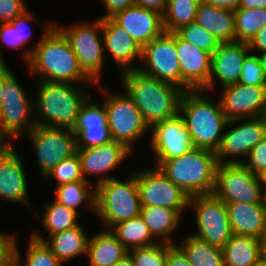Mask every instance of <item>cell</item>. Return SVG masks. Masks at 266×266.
<instances>
[{"label":"cell","instance_id":"6da1fadb","mask_svg":"<svg viewBox=\"0 0 266 266\" xmlns=\"http://www.w3.org/2000/svg\"><path fill=\"white\" fill-rule=\"evenodd\" d=\"M38 43L24 52V59L32 75L44 82H91L80 68L78 59L68 40L52 24L47 25Z\"/></svg>","mask_w":266,"mask_h":266},{"label":"cell","instance_id":"7a4b0ae2","mask_svg":"<svg viewBox=\"0 0 266 266\" xmlns=\"http://www.w3.org/2000/svg\"><path fill=\"white\" fill-rule=\"evenodd\" d=\"M121 75L124 93L134 101L150 129L155 124L179 114L184 93L182 89L138 69L123 72Z\"/></svg>","mask_w":266,"mask_h":266},{"label":"cell","instance_id":"3957f363","mask_svg":"<svg viewBox=\"0 0 266 266\" xmlns=\"http://www.w3.org/2000/svg\"><path fill=\"white\" fill-rule=\"evenodd\" d=\"M204 94L203 90H190L182 94L179 114L183 118L194 148L216 153L221 145L223 129L233 125L217 103ZM183 114V115H182Z\"/></svg>","mask_w":266,"mask_h":266},{"label":"cell","instance_id":"277c9868","mask_svg":"<svg viewBox=\"0 0 266 266\" xmlns=\"http://www.w3.org/2000/svg\"><path fill=\"white\" fill-rule=\"evenodd\" d=\"M217 165L216 153L199 148H192L182 156L155 163V167L189 197L213 193Z\"/></svg>","mask_w":266,"mask_h":266},{"label":"cell","instance_id":"5b68a950","mask_svg":"<svg viewBox=\"0 0 266 266\" xmlns=\"http://www.w3.org/2000/svg\"><path fill=\"white\" fill-rule=\"evenodd\" d=\"M39 87L37 98L33 101L34 112H39L44 119L35 117V123L73 129L82 104L90 96L87 89L72 83L44 81H40Z\"/></svg>","mask_w":266,"mask_h":266},{"label":"cell","instance_id":"8992f818","mask_svg":"<svg viewBox=\"0 0 266 266\" xmlns=\"http://www.w3.org/2000/svg\"><path fill=\"white\" fill-rule=\"evenodd\" d=\"M95 212L105 224L113 228L120 222L140 215L141 203L135 172L121 181L116 178L108 179L95 185Z\"/></svg>","mask_w":266,"mask_h":266},{"label":"cell","instance_id":"52a82bcc","mask_svg":"<svg viewBox=\"0 0 266 266\" xmlns=\"http://www.w3.org/2000/svg\"><path fill=\"white\" fill-rule=\"evenodd\" d=\"M0 104V139L9 144V139H18L22 134H28L36 125L34 120V105L26 92L11 73L4 82ZM8 140V141H7Z\"/></svg>","mask_w":266,"mask_h":266},{"label":"cell","instance_id":"ba28073f","mask_svg":"<svg viewBox=\"0 0 266 266\" xmlns=\"http://www.w3.org/2000/svg\"><path fill=\"white\" fill-rule=\"evenodd\" d=\"M54 26L68 40L80 68L97 86L106 59L104 58L103 39H101L102 19L98 18L93 23L84 22L64 28L58 24Z\"/></svg>","mask_w":266,"mask_h":266},{"label":"cell","instance_id":"9c48e42d","mask_svg":"<svg viewBox=\"0 0 266 266\" xmlns=\"http://www.w3.org/2000/svg\"><path fill=\"white\" fill-rule=\"evenodd\" d=\"M106 96L103 104L112 139L131 153L134 143L139 141L150 128L134 101L124 92Z\"/></svg>","mask_w":266,"mask_h":266},{"label":"cell","instance_id":"30bf717a","mask_svg":"<svg viewBox=\"0 0 266 266\" xmlns=\"http://www.w3.org/2000/svg\"><path fill=\"white\" fill-rule=\"evenodd\" d=\"M213 194L226 203L263 204L258 175L242 163H218Z\"/></svg>","mask_w":266,"mask_h":266},{"label":"cell","instance_id":"8fae6325","mask_svg":"<svg viewBox=\"0 0 266 266\" xmlns=\"http://www.w3.org/2000/svg\"><path fill=\"white\" fill-rule=\"evenodd\" d=\"M188 206L194 208L198 229L191 235L222 248L233 235L225 203L212 193L189 197Z\"/></svg>","mask_w":266,"mask_h":266},{"label":"cell","instance_id":"7c38bea8","mask_svg":"<svg viewBox=\"0 0 266 266\" xmlns=\"http://www.w3.org/2000/svg\"><path fill=\"white\" fill-rule=\"evenodd\" d=\"M28 136L36 152L40 173L44 177L59 162L77 153V137L70 128L36 124Z\"/></svg>","mask_w":266,"mask_h":266},{"label":"cell","instance_id":"4fadbf2b","mask_svg":"<svg viewBox=\"0 0 266 266\" xmlns=\"http://www.w3.org/2000/svg\"><path fill=\"white\" fill-rule=\"evenodd\" d=\"M141 207L157 206L175 210L180 216L188 208L189 196L158 167L135 172Z\"/></svg>","mask_w":266,"mask_h":266},{"label":"cell","instance_id":"5bb4252c","mask_svg":"<svg viewBox=\"0 0 266 266\" xmlns=\"http://www.w3.org/2000/svg\"><path fill=\"white\" fill-rule=\"evenodd\" d=\"M141 60L145 62L146 67L139 66L138 70L181 89V71L175 47V32L164 31L144 45Z\"/></svg>","mask_w":266,"mask_h":266},{"label":"cell","instance_id":"9a60e30c","mask_svg":"<svg viewBox=\"0 0 266 266\" xmlns=\"http://www.w3.org/2000/svg\"><path fill=\"white\" fill-rule=\"evenodd\" d=\"M221 91L218 99L228 121L266 116V86L234 83Z\"/></svg>","mask_w":266,"mask_h":266},{"label":"cell","instance_id":"2e32d148","mask_svg":"<svg viewBox=\"0 0 266 266\" xmlns=\"http://www.w3.org/2000/svg\"><path fill=\"white\" fill-rule=\"evenodd\" d=\"M244 120V121H243ZM243 121L237 126L236 122ZM234 128L223 133L216 152L218 163H228L229 157H248L249 152L266 136V116L233 120Z\"/></svg>","mask_w":266,"mask_h":266},{"label":"cell","instance_id":"e0dca14e","mask_svg":"<svg viewBox=\"0 0 266 266\" xmlns=\"http://www.w3.org/2000/svg\"><path fill=\"white\" fill-rule=\"evenodd\" d=\"M150 142L156 161H166L184 155L194 148L183 118L177 116L155 124Z\"/></svg>","mask_w":266,"mask_h":266},{"label":"cell","instance_id":"ac0fdd59","mask_svg":"<svg viewBox=\"0 0 266 266\" xmlns=\"http://www.w3.org/2000/svg\"><path fill=\"white\" fill-rule=\"evenodd\" d=\"M175 47L181 71V89L203 90L211 72V54L182 40L175 33Z\"/></svg>","mask_w":266,"mask_h":266},{"label":"cell","instance_id":"d6986e66","mask_svg":"<svg viewBox=\"0 0 266 266\" xmlns=\"http://www.w3.org/2000/svg\"><path fill=\"white\" fill-rule=\"evenodd\" d=\"M90 95L82 104L73 132L77 137L78 148L100 146L112 141L107 125L105 106L96 104Z\"/></svg>","mask_w":266,"mask_h":266},{"label":"cell","instance_id":"ffe728a7","mask_svg":"<svg viewBox=\"0 0 266 266\" xmlns=\"http://www.w3.org/2000/svg\"><path fill=\"white\" fill-rule=\"evenodd\" d=\"M0 147V197L31 207L27 178L21 157L12 145Z\"/></svg>","mask_w":266,"mask_h":266},{"label":"cell","instance_id":"44dd1931","mask_svg":"<svg viewBox=\"0 0 266 266\" xmlns=\"http://www.w3.org/2000/svg\"><path fill=\"white\" fill-rule=\"evenodd\" d=\"M249 52L247 42L221 43L218 49L211 54V72L208 85L203 91L213 89L216 78L219 80L221 87L238 83L244 59Z\"/></svg>","mask_w":266,"mask_h":266},{"label":"cell","instance_id":"7402d4cb","mask_svg":"<svg viewBox=\"0 0 266 266\" xmlns=\"http://www.w3.org/2000/svg\"><path fill=\"white\" fill-rule=\"evenodd\" d=\"M77 154L81 163V171L84 180L89 181L86 175H98L95 185L112 179L114 177L105 176V173L112 171L119 166L122 161L131 154L121 144L113 140L100 146L90 148H78ZM101 176V177H100Z\"/></svg>","mask_w":266,"mask_h":266},{"label":"cell","instance_id":"603a6c76","mask_svg":"<svg viewBox=\"0 0 266 266\" xmlns=\"http://www.w3.org/2000/svg\"><path fill=\"white\" fill-rule=\"evenodd\" d=\"M111 19L122 27L141 47L165 31L163 16L160 13L137 5L116 13Z\"/></svg>","mask_w":266,"mask_h":266},{"label":"cell","instance_id":"cb8c5ba5","mask_svg":"<svg viewBox=\"0 0 266 266\" xmlns=\"http://www.w3.org/2000/svg\"><path fill=\"white\" fill-rule=\"evenodd\" d=\"M103 46L118 64L120 72H126L139 67L133 66L136 58L141 59L142 47L111 18L102 19Z\"/></svg>","mask_w":266,"mask_h":266},{"label":"cell","instance_id":"d4e9b609","mask_svg":"<svg viewBox=\"0 0 266 266\" xmlns=\"http://www.w3.org/2000/svg\"><path fill=\"white\" fill-rule=\"evenodd\" d=\"M233 234L260 239L266 229L264 204L226 203Z\"/></svg>","mask_w":266,"mask_h":266},{"label":"cell","instance_id":"484cf974","mask_svg":"<svg viewBox=\"0 0 266 266\" xmlns=\"http://www.w3.org/2000/svg\"><path fill=\"white\" fill-rule=\"evenodd\" d=\"M31 237L44 242L54 256L63 263L71 259L73 260L75 257L84 253L87 255L89 237L81 224L63 232L47 236L48 241L37 231H35Z\"/></svg>","mask_w":266,"mask_h":266},{"label":"cell","instance_id":"4316f807","mask_svg":"<svg viewBox=\"0 0 266 266\" xmlns=\"http://www.w3.org/2000/svg\"><path fill=\"white\" fill-rule=\"evenodd\" d=\"M195 22L214 35L220 43L236 41L235 15L233 11L203 2L197 7Z\"/></svg>","mask_w":266,"mask_h":266},{"label":"cell","instance_id":"83f0119b","mask_svg":"<svg viewBox=\"0 0 266 266\" xmlns=\"http://www.w3.org/2000/svg\"><path fill=\"white\" fill-rule=\"evenodd\" d=\"M89 266H115L128 250L117 236L107 228L89 237L87 243Z\"/></svg>","mask_w":266,"mask_h":266},{"label":"cell","instance_id":"f1b7e54d","mask_svg":"<svg viewBox=\"0 0 266 266\" xmlns=\"http://www.w3.org/2000/svg\"><path fill=\"white\" fill-rule=\"evenodd\" d=\"M222 252L224 266H254L261 261L260 241L252 236L233 234Z\"/></svg>","mask_w":266,"mask_h":266},{"label":"cell","instance_id":"f546056e","mask_svg":"<svg viewBox=\"0 0 266 266\" xmlns=\"http://www.w3.org/2000/svg\"><path fill=\"white\" fill-rule=\"evenodd\" d=\"M140 216L155 239L160 237V242L174 244L172 232L177 230L181 219L175 210L157 206L141 207Z\"/></svg>","mask_w":266,"mask_h":266},{"label":"cell","instance_id":"4dcf8cb0","mask_svg":"<svg viewBox=\"0 0 266 266\" xmlns=\"http://www.w3.org/2000/svg\"><path fill=\"white\" fill-rule=\"evenodd\" d=\"M177 246L187 256L192 266H224L222 248L210 245L192 235H188Z\"/></svg>","mask_w":266,"mask_h":266},{"label":"cell","instance_id":"1f68e13d","mask_svg":"<svg viewBox=\"0 0 266 266\" xmlns=\"http://www.w3.org/2000/svg\"><path fill=\"white\" fill-rule=\"evenodd\" d=\"M110 230L127 250L148 247L159 242L154 239L140 215L120 222Z\"/></svg>","mask_w":266,"mask_h":266},{"label":"cell","instance_id":"d6a6232c","mask_svg":"<svg viewBox=\"0 0 266 266\" xmlns=\"http://www.w3.org/2000/svg\"><path fill=\"white\" fill-rule=\"evenodd\" d=\"M89 185L91 186L90 182L86 180L59 185L55 190V200L76 213H78V207L83 204V201L88 200L86 203L95 211L96 191L95 188L90 189Z\"/></svg>","mask_w":266,"mask_h":266},{"label":"cell","instance_id":"836d02e7","mask_svg":"<svg viewBox=\"0 0 266 266\" xmlns=\"http://www.w3.org/2000/svg\"><path fill=\"white\" fill-rule=\"evenodd\" d=\"M45 212L42 215L35 212V216L41 220V224L48 231V236L63 232L65 230L74 228L79 225L77 217L80 218L79 214L58 203L55 199L51 203H47Z\"/></svg>","mask_w":266,"mask_h":266},{"label":"cell","instance_id":"e575fe53","mask_svg":"<svg viewBox=\"0 0 266 266\" xmlns=\"http://www.w3.org/2000/svg\"><path fill=\"white\" fill-rule=\"evenodd\" d=\"M199 3L194 0H167L163 16L166 32H175L180 27L195 22Z\"/></svg>","mask_w":266,"mask_h":266},{"label":"cell","instance_id":"d590c367","mask_svg":"<svg viewBox=\"0 0 266 266\" xmlns=\"http://www.w3.org/2000/svg\"><path fill=\"white\" fill-rule=\"evenodd\" d=\"M236 41L249 42L258 31L266 26V9L239 8L234 11Z\"/></svg>","mask_w":266,"mask_h":266},{"label":"cell","instance_id":"8d00e7d4","mask_svg":"<svg viewBox=\"0 0 266 266\" xmlns=\"http://www.w3.org/2000/svg\"><path fill=\"white\" fill-rule=\"evenodd\" d=\"M175 33L187 42H190L195 47L206 50L213 54L221 44L216 37L202 28L196 22L180 27Z\"/></svg>","mask_w":266,"mask_h":266},{"label":"cell","instance_id":"74e56055","mask_svg":"<svg viewBox=\"0 0 266 266\" xmlns=\"http://www.w3.org/2000/svg\"><path fill=\"white\" fill-rule=\"evenodd\" d=\"M128 254L135 266H166L167 243L158 242L148 247L133 248Z\"/></svg>","mask_w":266,"mask_h":266},{"label":"cell","instance_id":"f35d334b","mask_svg":"<svg viewBox=\"0 0 266 266\" xmlns=\"http://www.w3.org/2000/svg\"><path fill=\"white\" fill-rule=\"evenodd\" d=\"M57 180V186L78 180H84L78 154H74L59 162L45 177Z\"/></svg>","mask_w":266,"mask_h":266},{"label":"cell","instance_id":"ab89813d","mask_svg":"<svg viewBox=\"0 0 266 266\" xmlns=\"http://www.w3.org/2000/svg\"><path fill=\"white\" fill-rule=\"evenodd\" d=\"M28 240V248L26 253L25 266H63V262L59 261L51 250L42 241H38L31 236Z\"/></svg>","mask_w":266,"mask_h":266},{"label":"cell","instance_id":"60d3db41","mask_svg":"<svg viewBox=\"0 0 266 266\" xmlns=\"http://www.w3.org/2000/svg\"><path fill=\"white\" fill-rule=\"evenodd\" d=\"M238 83L247 86H266V73L256 54L246 55Z\"/></svg>","mask_w":266,"mask_h":266},{"label":"cell","instance_id":"b9f144b4","mask_svg":"<svg viewBox=\"0 0 266 266\" xmlns=\"http://www.w3.org/2000/svg\"><path fill=\"white\" fill-rule=\"evenodd\" d=\"M15 236L0 232V266H20L21 254Z\"/></svg>","mask_w":266,"mask_h":266},{"label":"cell","instance_id":"7bdbcfd3","mask_svg":"<svg viewBox=\"0 0 266 266\" xmlns=\"http://www.w3.org/2000/svg\"><path fill=\"white\" fill-rule=\"evenodd\" d=\"M248 161H242L238 158L228 159V163H242L246 166L253 174H258L264 168H266V136L252 148L249 152Z\"/></svg>","mask_w":266,"mask_h":266},{"label":"cell","instance_id":"ee69618b","mask_svg":"<svg viewBox=\"0 0 266 266\" xmlns=\"http://www.w3.org/2000/svg\"><path fill=\"white\" fill-rule=\"evenodd\" d=\"M23 0H0V23H8L26 11Z\"/></svg>","mask_w":266,"mask_h":266},{"label":"cell","instance_id":"f6af8a7d","mask_svg":"<svg viewBox=\"0 0 266 266\" xmlns=\"http://www.w3.org/2000/svg\"><path fill=\"white\" fill-rule=\"evenodd\" d=\"M32 12L29 11V9H27L26 11H24L21 15H19L18 17H16L14 20H12L11 22H9L12 26H18V34H19V47H23L25 46V44H27L30 41V36L29 33L27 34L28 31H26V26L27 22L29 21H35L36 18L33 14H31Z\"/></svg>","mask_w":266,"mask_h":266},{"label":"cell","instance_id":"bcb514c9","mask_svg":"<svg viewBox=\"0 0 266 266\" xmlns=\"http://www.w3.org/2000/svg\"><path fill=\"white\" fill-rule=\"evenodd\" d=\"M0 41L6 47L19 48L18 26L8 23H0ZM0 61H4L0 54Z\"/></svg>","mask_w":266,"mask_h":266},{"label":"cell","instance_id":"7dc6e473","mask_svg":"<svg viewBox=\"0 0 266 266\" xmlns=\"http://www.w3.org/2000/svg\"><path fill=\"white\" fill-rule=\"evenodd\" d=\"M166 266H192V264L176 244L167 243Z\"/></svg>","mask_w":266,"mask_h":266},{"label":"cell","instance_id":"c3c4849f","mask_svg":"<svg viewBox=\"0 0 266 266\" xmlns=\"http://www.w3.org/2000/svg\"><path fill=\"white\" fill-rule=\"evenodd\" d=\"M103 2L107 13L101 16V19L111 18L116 13L135 5L134 0H103Z\"/></svg>","mask_w":266,"mask_h":266},{"label":"cell","instance_id":"681fc988","mask_svg":"<svg viewBox=\"0 0 266 266\" xmlns=\"http://www.w3.org/2000/svg\"><path fill=\"white\" fill-rule=\"evenodd\" d=\"M135 5L154 10L161 15L165 13L167 0H134Z\"/></svg>","mask_w":266,"mask_h":266},{"label":"cell","instance_id":"f907efd6","mask_svg":"<svg viewBox=\"0 0 266 266\" xmlns=\"http://www.w3.org/2000/svg\"><path fill=\"white\" fill-rule=\"evenodd\" d=\"M248 47L250 50L258 49L262 54H266V26L248 42Z\"/></svg>","mask_w":266,"mask_h":266},{"label":"cell","instance_id":"816d5d0a","mask_svg":"<svg viewBox=\"0 0 266 266\" xmlns=\"http://www.w3.org/2000/svg\"><path fill=\"white\" fill-rule=\"evenodd\" d=\"M240 1L241 0H205L207 4L233 12L239 9Z\"/></svg>","mask_w":266,"mask_h":266},{"label":"cell","instance_id":"f5cc1de1","mask_svg":"<svg viewBox=\"0 0 266 266\" xmlns=\"http://www.w3.org/2000/svg\"><path fill=\"white\" fill-rule=\"evenodd\" d=\"M12 73L5 61H0V104L2 100L5 79Z\"/></svg>","mask_w":266,"mask_h":266},{"label":"cell","instance_id":"db71d44e","mask_svg":"<svg viewBox=\"0 0 266 266\" xmlns=\"http://www.w3.org/2000/svg\"><path fill=\"white\" fill-rule=\"evenodd\" d=\"M239 8H245V9L264 8L266 9V0H241Z\"/></svg>","mask_w":266,"mask_h":266},{"label":"cell","instance_id":"11a10c76","mask_svg":"<svg viewBox=\"0 0 266 266\" xmlns=\"http://www.w3.org/2000/svg\"><path fill=\"white\" fill-rule=\"evenodd\" d=\"M260 241V253H261V261L266 262V229L259 239Z\"/></svg>","mask_w":266,"mask_h":266},{"label":"cell","instance_id":"9f6ffc18","mask_svg":"<svg viewBox=\"0 0 266 266\" xmlns=\"http://www.w3.org/2000/svg\"><path fill=\"white\" fill-rule=\"evenodd\" d=\"M115 266H135L134 261L129 254L121 259Z\"/></svg>","mask_w":266,"mask_h":266},{"label":"cell","instance_id":"6f0895ef","mask_svg":"<svg viewBox=\"0 0 266 266\" xmlns=\"http://www.w3.org/2000/svg\"><path fill=\"white\" fill-rule=\"evenodd\" d=\"M257 175H258V179H259L261 186L265 185V186H263V190H265L266 189V168H264Z\"/></svg>","mask_w":266,"mask_h":266},{"label":"cell","instance_id":"680465c9","mask_svg":"<svg viewBox=\"0 0 266 266\" xmlns=\"http://www.w3.org/2000/svg\"><path fill=\"white\" fill-rule=\"evenodd\" d=\"M260 55L257 54V57L259 59V62L266 73V54L259 53Z\"/></svg>","mask_w":266,"mask_h":266},{"label":"cell","instance_id":"91938a15","mask_svg":"<svg viewBox=\"0 0 266 266\" xmlns=\"http://www.w3.org/2000/svg\"><path fill=\"white\" fill-rule=\"evenodd\" d=\"M263 204L266 210V189L264 190V196H263Z\"/></svg>","mask_w":266,"mask_h":266},{"label":"cell","instance_id":"94428289","mask_svg":"<svg viewBox=\"0 0 266 266\" xmlns=\"http://www.w3.org/2000/svg\"><path fill=\"white\" fill-rule=\"evenodd\" d=\"M254 266H266V262L264 261H260L259 263H257L256 265Z\"/></svg>","mask_w":266,"mask_h":266},{"label":"cell","instance_id":"6125c7cd","mask_svg":"<svg viewBox=\"0 0 266 266\" xmlns=\"http://www.w3.org/2000/svg\"><path fill=\"white\" fill-rule=\"evenodd\" d=\"M194 1H196V2L199 3V4L205 2V0H194Z\"/></svg>","mask_w":266,"mask_h":266},{"label":"cell","instance_id":"be15d7a7","mask_svg":"<svg viewBox=\"0 0 266 266\" xmlns=\"http://www.w3.org/2000/svg\"><path fill=\"white\" fill-rule=\"evenodd\" d=\"M5 145V143L0 139V147Z\"/></svg>","mask_w":266,"mask_h":266}]
</instances>
